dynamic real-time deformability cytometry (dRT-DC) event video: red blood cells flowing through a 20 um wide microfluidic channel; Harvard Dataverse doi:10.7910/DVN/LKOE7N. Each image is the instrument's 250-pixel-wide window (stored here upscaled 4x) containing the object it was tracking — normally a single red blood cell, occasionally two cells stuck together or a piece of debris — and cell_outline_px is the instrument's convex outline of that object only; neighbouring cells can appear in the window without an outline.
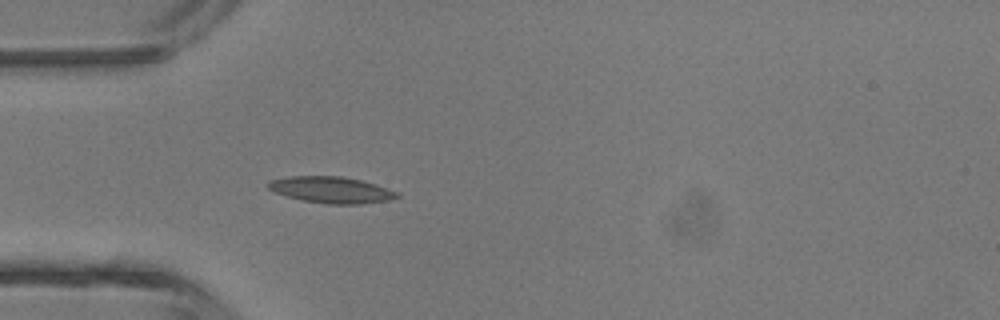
{"species": "common noctule bat (a hibernating species)", "species_latin": "Nyctalus noctula", "temperature_condition": "room temperature", "stored_images_in_passage": 3, "camera_frame_rate_fps": 3000, "um_per_image_px": 0.085, "animal": {"sex": "male", "body_mass_g": 13.3}, "frame": {"image": 1, "passage_image": 3, "time_ms": 3.333, "image_size_px": [1000, 320], "cell_outline_px": [[400, 196], [388, 200], [364, 204], [324, 204], [304, 200], [288, 196], [276, 192], [268, 188], [264, 184], [268, 180], [288, 176], [340, 176], [360, 180], [376, 184], [400, 192]], "centroid_in_image_um": [28.16, 16.13], "position_along_channel_um": 56.8, "area_um2": 19.94}}